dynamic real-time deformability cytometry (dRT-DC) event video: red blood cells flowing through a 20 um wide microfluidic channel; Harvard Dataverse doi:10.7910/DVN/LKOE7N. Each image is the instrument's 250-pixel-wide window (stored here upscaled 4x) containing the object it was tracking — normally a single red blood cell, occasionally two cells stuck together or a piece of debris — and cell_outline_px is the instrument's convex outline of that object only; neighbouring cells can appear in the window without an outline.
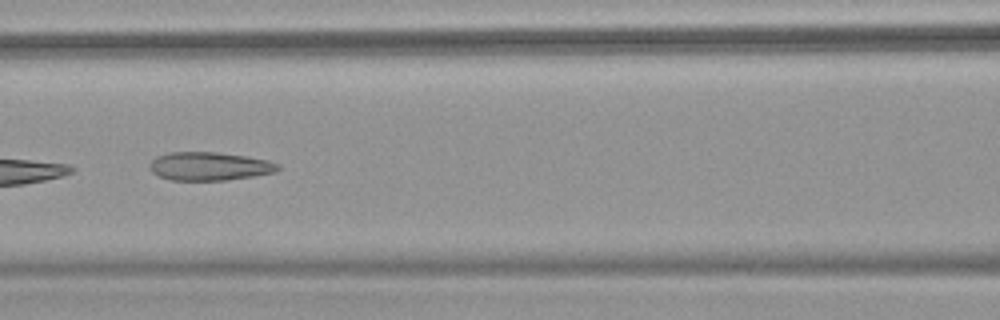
{"species": "common noctule bat (a hibernating species)", "species_latin": "Nyctalus noctula", "temperature_condition": "warm", "stored_images_in_passage": 10, "camera_frame_rate_fps": 3000, "um_per_image_px": 0.085, "animal": {"sex": "female", "body_mass_g": 18.4}, "frame": {"image": 1, "passage_image": 7, "time_ms": 2.0, "image_size_px": [1000, 320], "cell_outline_px": [[280, 168], [276, 172], [252, 176], [224, 180], [172, 180], [160, 176], [152, 172], [148, 168], [148, 164], [156, 156], [172, 152], [216, 152], [248, 156], [268, 160], [280, 164]], "centroid_in_image_um": [17.8, 14.12], "position_along_channel_um": 148.8, "area_um2": 21.27}}